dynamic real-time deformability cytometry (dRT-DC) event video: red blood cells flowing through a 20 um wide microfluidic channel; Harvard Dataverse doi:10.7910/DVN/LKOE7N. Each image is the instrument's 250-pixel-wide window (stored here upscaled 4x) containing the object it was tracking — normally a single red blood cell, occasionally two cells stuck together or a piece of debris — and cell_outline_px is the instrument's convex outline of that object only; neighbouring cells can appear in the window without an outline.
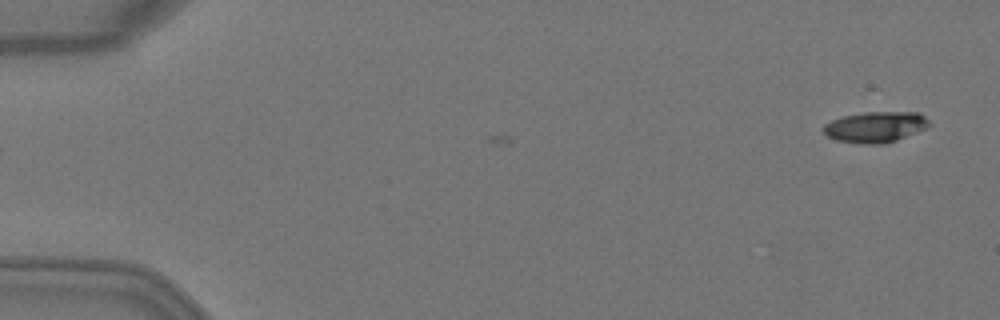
{"species": "Egyptian fruit bat (a non-hibernating species)", "species_latin": "Rousettus aegyptiacus", "temperature_condition": "warm", "stored_images_in_passage": 3, "camera_frame_rate_fps": 3000, "um_per_image_px": 0.085, "animal": {"sex": "female"}, "frame": {"image": 1, "passage_image": 3, "time_ms": 0.667, "image_size_px": [1000, 320], "cell_outline_px": [[932, 124], [916, 132], [896, 140], [884, 144], [860, 144], [836, 140], [828, 136], [820, 128], [824, 124], [832, 120], [844, 116], [864, 112], [916, 112], [924, 116]], "centroid_in_image_um": [74.38, 10.8], "position_along_channel_um": 10.6, "area_um2": 18.96}}